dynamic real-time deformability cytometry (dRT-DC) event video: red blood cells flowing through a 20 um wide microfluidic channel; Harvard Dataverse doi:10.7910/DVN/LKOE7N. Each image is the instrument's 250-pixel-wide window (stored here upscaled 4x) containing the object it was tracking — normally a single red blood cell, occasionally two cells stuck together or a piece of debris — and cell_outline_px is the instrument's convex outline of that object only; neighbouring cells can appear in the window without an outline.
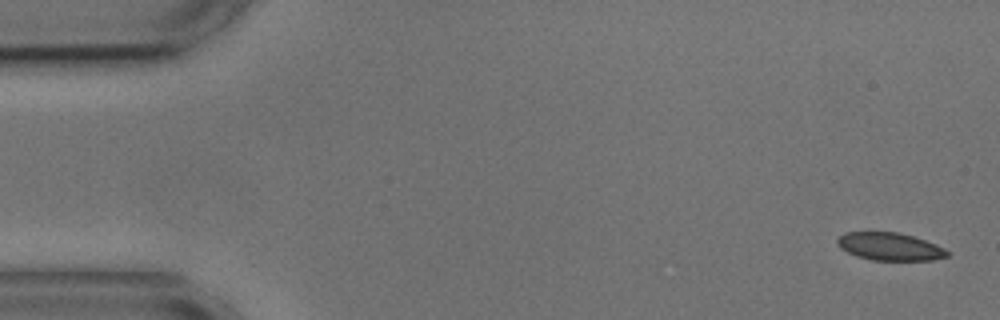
{"species": "common noctule bat (a hibernating species)", "species_latin": "Nyctalus noctula", "temperature_condition": "cold", "stored_images_in_passage": 6, "camera_frame_rate_fps": 3000, "um_per_image_px": 0.085, "animal": {"sex": "male", "body_mass_g": 17.9, "forearm_length_mm": 54.2}, "frame": {"image": 1, "passage_image": 1, "time_ms": 0.0, "image_size_px": [1000, 320], "cell_outline_px": [[948, 256], [932, 260], [872, 260], [856, 256], [840, 248], [836, 244], [836, 240], [844, 232], [896, 232], [912, 236], [936, 244], [944, 248], [948, 252]], "centroid_in_image_um": [75.6, 20.96], "position_along_channel_um": 9.4, "area_um2": 17.69}}
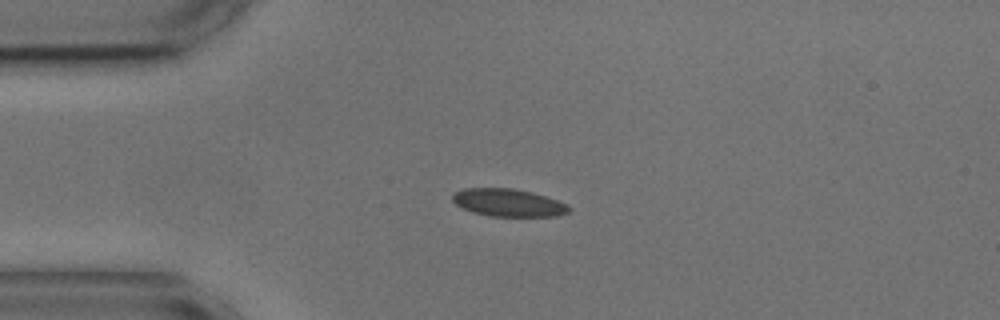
{"frame": {"image": 2, "passage_image": 4, "time_ms": 3.667, "image_size_px": [1000, 320], "cell_outline_px": [[572, 208], [568, 212], [556, 216], [492, 216], [472, 212], [456, 204], [452, 200], [452, 196], [456, 192], [464, 188], [512, 188], [532, 192], [556, 200]], "centroid_in_image_um": [43.19, 17.22], "position_along_channel_um": 41.8, "area_um2": 18.5}}